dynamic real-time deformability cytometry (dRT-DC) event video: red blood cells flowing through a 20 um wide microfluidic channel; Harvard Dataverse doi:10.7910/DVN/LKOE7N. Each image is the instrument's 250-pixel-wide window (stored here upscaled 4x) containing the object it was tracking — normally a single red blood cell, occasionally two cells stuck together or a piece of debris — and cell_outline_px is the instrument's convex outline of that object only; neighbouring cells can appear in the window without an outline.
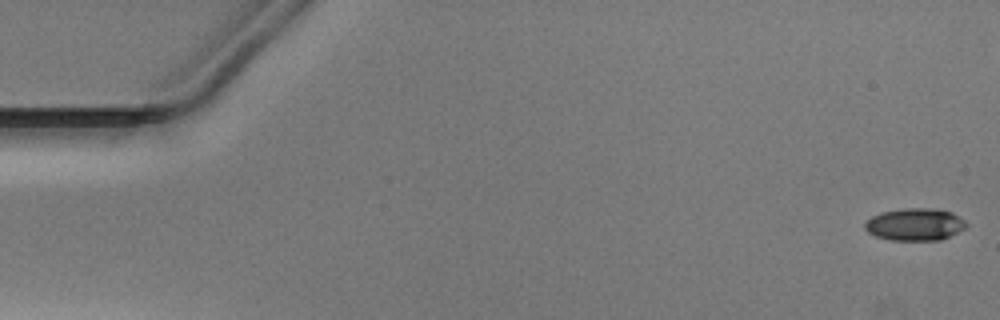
{"species": "Egyptian fruit bat (a non-hibernating species)", "species_latin": "Rousettus aegyptiacus", "temperature_condition": "warm", "stored_images_in_passage": 16, "camera_frame_rate_fps": 3000, "um_per_image_px": 0.085, "animal": {"sex": "male"}, "frame": {"image": 1, "passage_image": 1, "time_ms": 0.0, "image_size_px": [1000, 320], "cell_outline_px": [[968, 224], [964, 228], [940, 240], [888, 240], [876, 236], [868, 232], [864, 228], [864, 224], [872, 216], [880, 212], [904, 208], [932, 208], [952, 212], [964, 220]], "centroid_in_image_um": [77.74, 19.07], "position_along_channel_um": 7.3, "area_um2": 19.02}}
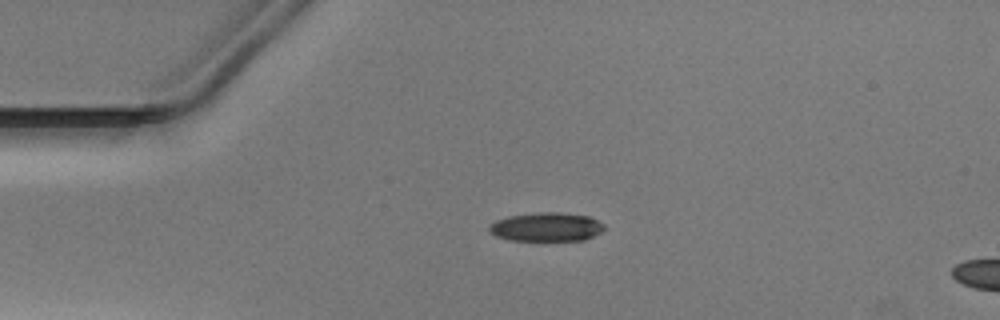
{"frame": {"image": 2, "passage_image": 12, "time_ms": 3.667, "image_size_px": [1000, 320], "cell_outline_px": [[604, 228], [600, 232], [584, 240], [508, 240], [496, 236], [488, 232], [488, 224], [496, 220], [508, 216], [540, 212], [560, 212], [588, 216], [604, 224]], "centroid_in_image_um": [46.39, 19.28], "position_along_channel_um": 38.6, "area_um2": 19.31}}